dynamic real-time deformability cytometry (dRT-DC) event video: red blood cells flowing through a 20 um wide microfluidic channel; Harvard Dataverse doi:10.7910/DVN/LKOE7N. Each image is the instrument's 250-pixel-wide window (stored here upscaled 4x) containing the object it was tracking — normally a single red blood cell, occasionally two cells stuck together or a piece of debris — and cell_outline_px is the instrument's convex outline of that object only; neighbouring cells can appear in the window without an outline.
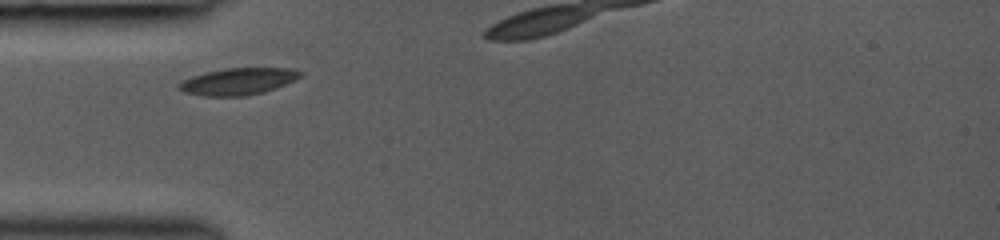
{"species": "common noctule bat (a hibernating species)", "species_latin": "Nyctalus noctula", "temperature_condition": "room temperature", "stored_images_in_passage": 9, "camera_frame_rate_fps": 3000, "um_per_image_px": 0.085, "animal": {"sex": "female", "body_mass_g": 19.0, "forearm_length_mm": 53.3}, "frame": {"image": 1, "passage_image": 1, "time_ms": 0.0, "image_size_px": [1000, 240], "cell_outline_px": [[304, 72], [300, 76], [276, 88], [264, 92], [244, 96], [204, 96], [184, 92], [176, 88], [184, 80], [192, 76], [204, 72], [224, 68], [288, 68]], "centroid_in_image_um": [20.21, 6.92], "position_along_channel_um": 64.8, "area_um2": 18.84}}
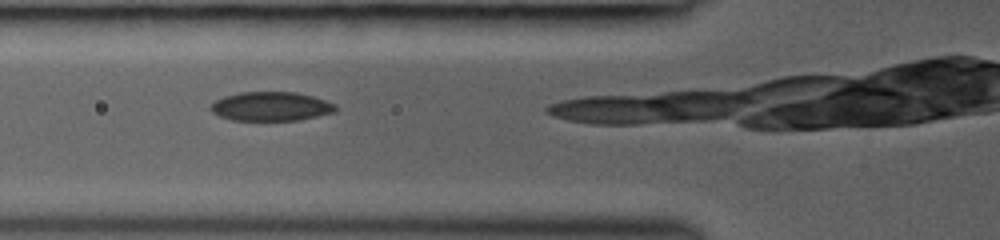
{"frame": {"image": 2, "passage_image": 7, "time_ms": 1.0, "image_size_px": [1000, 240], "cell_outline_px": [[336, 112], [300, 120], [232, 120], [220, 116], [212, 112], [208, 108], [216, 100], [224, 96], [240, 92], [296, 92], [312, 96], [336, 104]], "centroid_in_image_um": [23.03, 9.04], "position_along_channel_um": 102.8, "area_um2": 21.15}}